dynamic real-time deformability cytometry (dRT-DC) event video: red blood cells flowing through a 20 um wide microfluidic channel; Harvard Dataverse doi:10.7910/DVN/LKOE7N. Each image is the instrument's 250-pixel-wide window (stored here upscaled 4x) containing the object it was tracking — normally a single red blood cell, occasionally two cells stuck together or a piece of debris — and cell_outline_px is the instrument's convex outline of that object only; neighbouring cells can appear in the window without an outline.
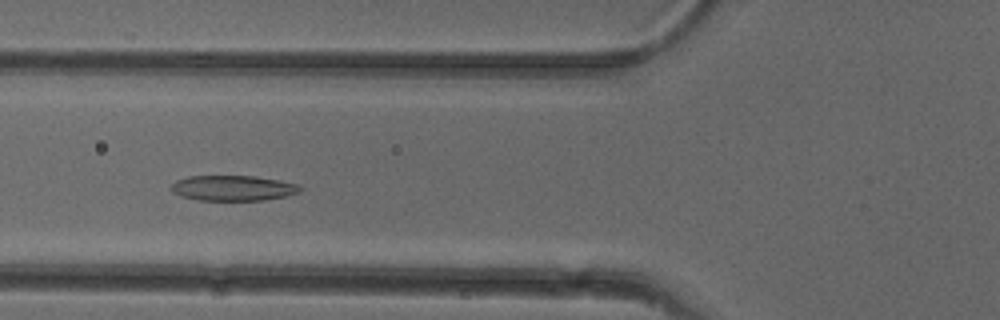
{"species": "common noctule bat (a hibernating species)", "species_latin": "Nyctalus noctula", "temperature_condition": "cold", "stored_images_in_passage": 42, "camera_frame_rate_fps": 3000, "um_per_image_px": 0.085, "animal": {"sex": "female"}, "frame": {"image": 1, "passage_image": 10, "time_ms": 3.0, "image_size_px": [1000, 320], "cell_outline_px": [[304, 188], [300, 192], [284, 196], [264, 200], [200, 200], [180, 196], [172, 192], [168, 188], [176, 180], [188, 176], [256, 176], [280, 180], [300, 184]], "centroid_in_image_um": [19.81, 15.98], "position_along_channel_um": 106.0, "area_um2": 19.25}}
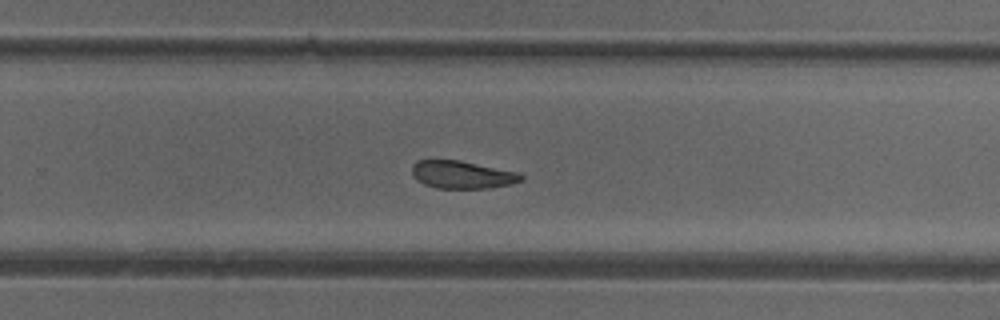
{"frame": {"image": 2, "passage_image": 24, "time_ms": 7.667, "image_size_px": [1000, 320], "cell_outline_px": [[524, 180], [512, 184], [488, 188], [436, 188], [424, 184], [416, 180], [412, 172], [412, 164], [420, 160], [460, 160], [516, 172], [524, 176]], "centroid_in_image_um": [39.28, 14.85], "position_along_channel_um": 290.5, "area_um2": 17.57}}
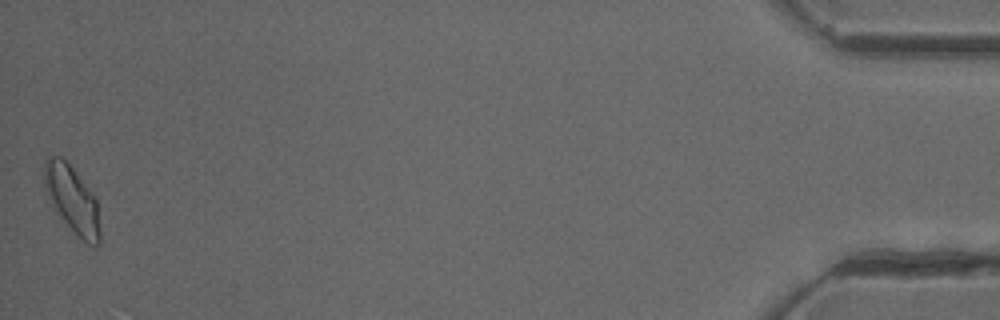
{"frame": {"image": 3, "passage_image": 42, "time_ms": 13.667, "image_size_px": [1000, 320], "cell_outline_px": [[100, 244], [96, 248], [88, 244], [64, 220], [52, 204], [44, 188], [44, 160], [48, 156], [60, 156], [72, 168], [88, 188], [96, 200], [100, 232]], "centroid_in_image_um": [6.13, 16.94], "position_along_channel_um": 429.1, "area_um2": 21.1}, "authors_computed_cell_mechanics": {"area_um2": 19.074, "velocity_mm_per_s": 3.953, "shape_relaxation_time_tau1_ms": null, "shape_relaxation_time_tau2_ms": 4.6323, "deformation_change_tau1": null, "deformation_change_tau2": 0.1113}}